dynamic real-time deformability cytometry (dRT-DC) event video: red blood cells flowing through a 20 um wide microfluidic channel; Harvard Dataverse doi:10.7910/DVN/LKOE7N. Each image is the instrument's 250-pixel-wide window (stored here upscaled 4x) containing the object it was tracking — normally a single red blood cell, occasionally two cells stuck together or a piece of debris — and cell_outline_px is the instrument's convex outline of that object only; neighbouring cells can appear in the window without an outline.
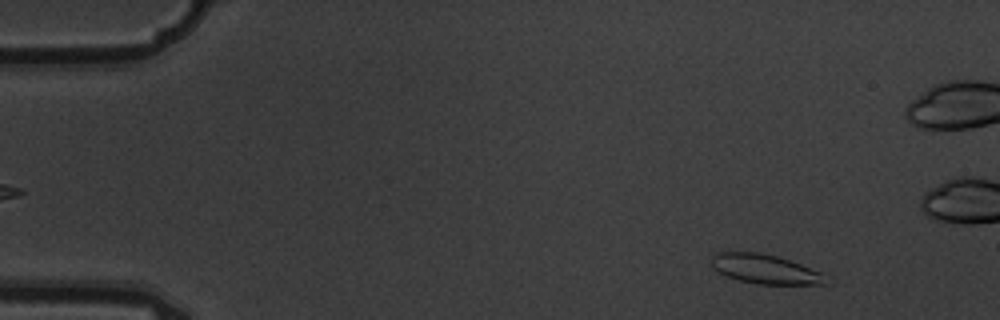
{"species": "common noctule bat (a hibernating species)", "species_latin": "Nyctalus noctula", "temperature_condition": "warm", "stored_images_in_passage": 6, "camera_frame_rate_fps": 3000, "um_per_image_px": 0.085, "animal": {"sex": "male", "body_mass_g": 19.5, "forearm_length_mm": 54.6}, "frame": {"image": 1, "passage_image": 1, "time_ms": 0.0, "image_size_px": [1000, 320], "cell_outline_px": [[828, 284], [756, 284], [740, 280], [728, 276], [712, 268], [712, 252], [760, 252], [776, 256], [800, 264], [820, 272]], "centroid_in_image_um": [64.97, 22.86], "position_along_channel_um": 20.0, "area_um2": 19.25}}